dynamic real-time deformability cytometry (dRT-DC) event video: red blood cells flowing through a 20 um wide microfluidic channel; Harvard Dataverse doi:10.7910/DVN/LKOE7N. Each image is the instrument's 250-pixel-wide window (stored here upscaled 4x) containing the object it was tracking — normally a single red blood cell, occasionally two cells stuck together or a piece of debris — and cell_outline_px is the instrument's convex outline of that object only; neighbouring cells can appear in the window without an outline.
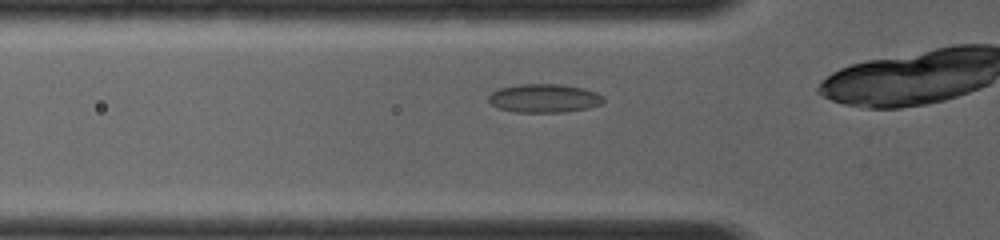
{"species": "common noctule bat (a hibernating species)", "species_latin": "Nyctalus noctula", "temperature_condition": "room temperature", "stored_images_in_passage": 35, "camera_frame_rate_fps": 4000, "um_per_image_px": 0.085, "animal": {"sex": "female", "body_mass_g": 19.0, "forearm_length_mm": 56.7}, "frame": {"image": 1, "passage_image": 6, "time_ms": 0.75, "image_size_px": [1000, 240], "cell_outline_px": [[604, 100], [600, 104], [588, 108], [564, 112], [516, 112], [496, 108], [488, 100], [488, 96], [492, 92], [500, 88], [520, 84], [560, 84], [584, 88], [596, 92], [604, 96]], "centroid_in_image_um": [46.25, 8.35], "position_along_channel_um": 79.5, "area_um2": 19.19}}
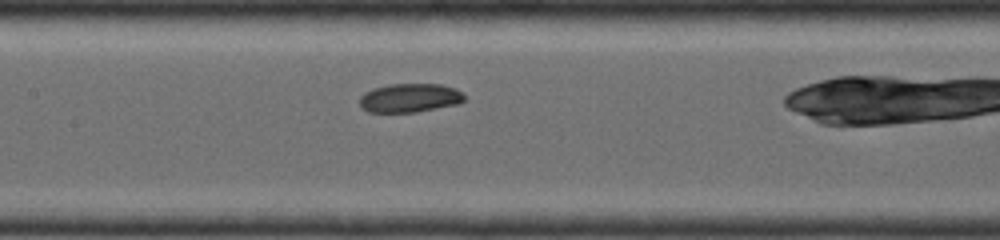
{"frame": {"image": 2, "passage_image": 20, "time_ms": 2.75, "image_size_px": [1000, 240], "cell_outline_px": [[464, 100], [460, 104], [416, 112], [368, 112], [360, 108], [360, 96], [364, 92], [372, 88], [388, 84], [440, 84], [456, 88], [464, 92]], "centroid_in_image_um": [34.84, 8.32], "position_along_channel_um": 172.6, "area_um2": 17.92}}
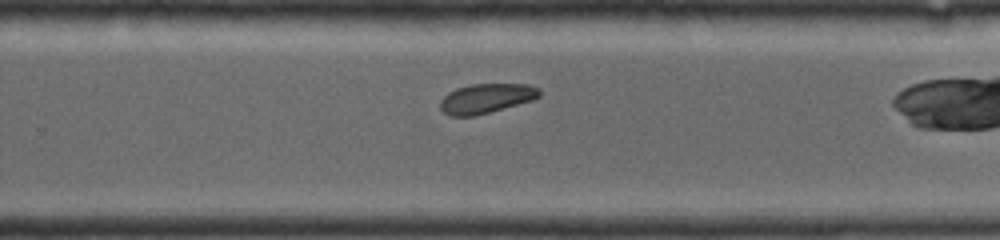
{"frame": {"image": 3, "passage_image": 33, "time_ms": 5.25, "image_size_px": [1000, 240], "cell_outline_px": [[540, 96], [532, 100], [488, 112], [472, 116], [448, 116], [440, 108], [440, 100], [448, 92], [456, 88], [472, 84], [528, 84], [540, 88]], "centroid_in_image_um": [41.31, 8.35], "position_along_channel_um": 288.5, "area_um2": 16.99}}